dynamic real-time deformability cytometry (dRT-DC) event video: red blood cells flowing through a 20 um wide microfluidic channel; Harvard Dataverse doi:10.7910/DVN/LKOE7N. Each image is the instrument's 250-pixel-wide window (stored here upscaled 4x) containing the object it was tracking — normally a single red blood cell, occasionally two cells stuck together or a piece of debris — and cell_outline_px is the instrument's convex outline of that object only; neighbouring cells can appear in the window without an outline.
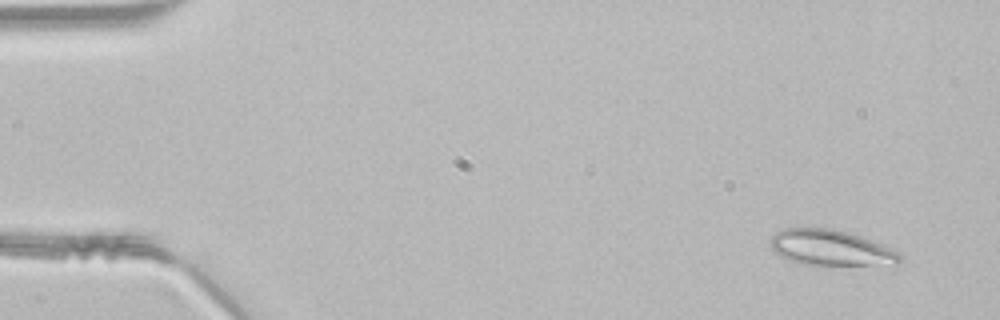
{"species": "common noctule bat (a hibernating species)", "species_latin": "Nyctalus noctula", "temperature_condition": "room temperature", "stored_images_in_passage": 49, "segment_of_instrument_passage": [1, 2], "camera_frame_rate_fps": 3000, "um_per_image_px": 0.085, "animal": {"sex": "male", "body_mass_g": 21.5, "forearm_length_mm": 52.0}, "frame": {"image": 1, "passage_image": 4, "time_ms": 1.0, "image_size_px": [1000, 320], "cell_outline_px": [[900, 264], [804, 264], [780, 256], [768, 244], [772, 236], [776, 232], [784, 228], [832, 228], [848, 232], [872, 240], [900, 252]], "centroid_in_image_um": [70.6, 21.04], "position_along_channel_um": 14.4, "area_um2": 26.53}}
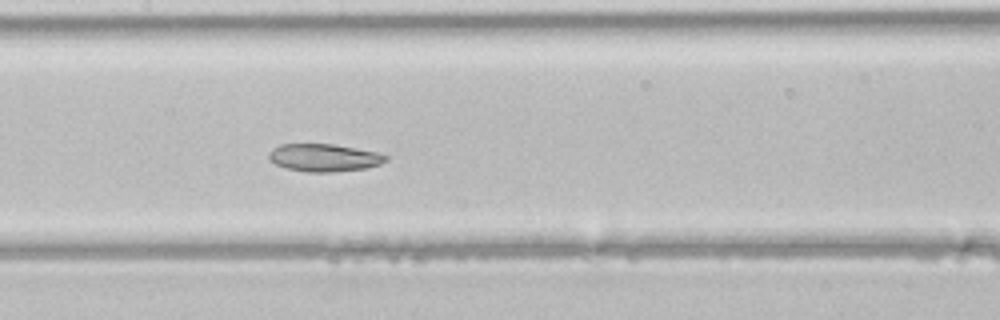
{"frame": {"image": 2, "passage_image": 24, "time_ms": 7.667, "image_size_px": [1000, 320], "cell_outline_px": [[388, 160], [380, 164], [364, 168], [332, 172], [308, 172], [288, 168], [276, 164], [268, 160], [268, 152], [272, 148], [280, 144], [332, 144], [356, 148], [376, 152], [388, 156]], "centroid_in_image_um": [27.51, 13.39], "position_along_channel_um": 179.9, "area_um2": 18.79}}
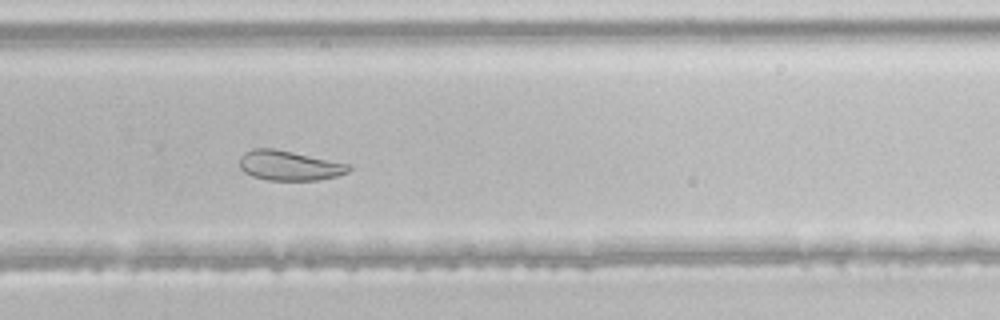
{"frame": {"image": 3, "passage_image": 33, "time_ms": 10.667, "image_size_px": [1000, 320], "cell_outline_px": [[352, 168], [348, 172], [336, 176], [320, 180], [268, 180], [252, 176], [244, 172], [240, 168], [240, 156], [244, 152], [252, 148], [272, 148], [292, 152], [348, 164]], "centroid_in_image_um": [24.55, 14.07], "position_along_channel_um": 305.3, "area_um2": 18.84}}